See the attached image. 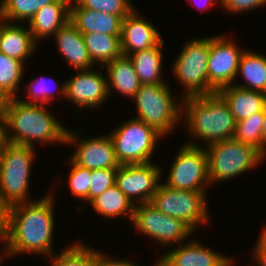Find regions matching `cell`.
Returning <instances> with one entry per match:
<instances>
[{"label": "cell", "instance_id": "12", "mask_svg": "<svg viewBox=\"0 0 266 266\" xmlns=\"http://www.w3.org/2000/svg\"><path fill=\"white\" fill-rule=\"evenodd\" d=\"M161 174V168L152 162L120 165L115 184L133 204L149 203L158 189Z\"/></svg>", "mask_w": 266, "mask_h": 266}, {"label": "cell", "instance_id": "42", "mask_svg": "<svg viewBox=\"0 0 266 266\" xmlns=\"http://www.w3.org/2000/svg\"><path fill=\"white\" fill-rule=\"evenodd\" d=\"M191 1H193V2L195 1V4L193 6H196V4H197L198 9H201V10H207L212 5H214L215 2L217 3V0H191Z\"/></svg>", "mask_w": 266, "mask_h": 266}, {"label": "cell", "instance_id": "43", "mask_svg": "<svg viewBox=\"0 0 266 266\" xmlns=\"http://www.w3.org/2000/svg\"><path fill=\"white\" fill-rule=\"evenodd\" d=\"M262 154L266 157V107L264 109V123L262 128Z\"/></svg>", "mask_w": 266, "mask_h": 266}, {"label": "cell", "instance_id": "13", "mask_svg": "<svg viewBox=\"0 0 266 266\" xmlns=\"http://www.w3.org/2000/svg\"><path fill=\"white\" fill-rule=\"evenodd\" d=\"M226 37L223 34L210 37L208 82L217 92L234 83L241 56L245 51Z\"/></svg>", "mask_w": 266, "mask_h": 266}, {"label": "cell", "instance_id": "14", "mask_svg": "<svg viewBox=\"0 0 266 266\" xmlns=\"http://www.w3.org/2000/svg\"><path fill=\"white\" fill-rule=\"evenodd\" d=\"M102 69L101 66L99 72L93 68L78 70L72 78L61 84L59 93L76 107L98 108L109 97L107 78L101 73Z\"/></svg>", "mask_w": 266, "mask_h": 266}, {"label": "cell", "instance_id": "25", "mask_svg": "<svg viewBox=\"0 0 266 266\" xmlns=\"http://www.w3.org/2000/svg\"><path fill=\"white\" fill-rule=\"evenodd\" d=\"M89 203L95 210L94 212L106 219H113L126 214L128 215V220L132 221L135 211V204L130 201L116 184L93 198Z\"/></svg>", "mask_w": 266, "mask_h": 266}, {"label": "cell", "instance_id": "10", "mask_svg": "<svg viewBox=\"0 0 266 266\" xmlns=\"http://www.w3.org/2000/svg\"><path fill=\"white\" fill-rule=\"evenodd\" d=\"M163 184L178 190L207 191L210 179L205 148L195 141L182 145Z\"/></svg>", "mask_w": 266, "mask_h": 266}, {"label": "cell", "instance_id": "26", "mask_svg": "<svg viewBox=\"0 0 266 266\" xmlns=\"http://www.w3.org/2000/svg\"><path fill=\"white\" fill-rule=\"evenodd\" d=\"M238 74H241L245 84H233L234 86L266 94V57L263 54L245 50L236 77Z\"/></svg>", "mask_w": 266, "mask_h": 266}, {"label": "cell", "instance_id": "31", "mask_svg": "<svg viewBox=\"0 0 266 266\" xmlns=\"http://www.w3.org/2000/svg\"><path fill=\"white\" fill-rule=\"evenodd\" d=\"M78 242L61 250V254L50 256V266H94V249Z\"/></svg>", "mask_w": 266, "mask_h": 266}, {"label": "cell", "instance_id": "21", "mask_svg": "<svg viewBox=\"0 0 266 266\" xmlns=\"http://www.w3.org/2000/svg\"><path fill=\"white\" fill-rule=\"evenodd\" d=\"M37 43L28 27L0 18V52L25 63L36 50Z\"/></svg>", "mask_w": 266, "mask_h": 266}, {"label": "cell", "instance_id": "3", "mask_svg": "<svg viewBox=\"0 0 266 266\" xmlns=\"http://www.w3.org/2000/svg\"><path fill=\"white\" fill-rule=\"evenodd\" d=\"M182 117L188 132L196 139L214 142L232 139L235 135L236 120L228 103L218 93L182 98Z\"/></svg>", "mask_w": 266, "mask_h": 266}, {"label": "cell", "instance_id": "32", "mask_svg": "<svg viewBox=\"0 0 266 266\" xmlns=\"http://www.w3.org/2000/svg\"><path fill=\"white\" fill-rule=\"evenodd\" d=\"M79 6L120 16L124 19L134 9L129 0H74Z\"/></svg>", "mask_w": 266, "mask_h": 266}, {"label": "cell", "instance_id": "5", "mask_svg": "<svg viewBox=\"0 0 266 266\" xmlns=\"http://www.w3.org/2000/svg\"><path fill=\"white\" fill-rule=\"evenodd\" d=\"M205 151L210 184L241 175L266 159L254 146L234 138L211 143Z\"/></svg>", "mask_w": 266, "mask_h": 266}, {"label": "cell", "instance_id": "7", "mask_svg": "<svg viewBox=\"0 0 266 266\" xmlns=\"http://www.w3.org/2000/svg\"><path fill=\"white\" fill-rule=\"evenodd\" d=\"M120 165L151 162L157 142L163 136L144 121L133 117L109 133Z\"/></svg>", "mask_w": 266, "mask_h": 266}, {"label": "cell", "instance_id": "4", "mask_svg": "<svg viewBox=\"0 0 266 266\" xmlns=\"http://www.w3.org/2000/svg\"><path fill=\"white\" fill-rule=\"evenodd\" d=\"M35 153L34 147L11 143L0 151V199L7 208L32 202L27 199Z\"/></svg>", "mask_w": 266, "mask_h": 266}, {"label": "cell", "instance_id": "2", "mask_svg": "<svg viewBox=\"0 0 266 266\" xmlns=\"http://www.w3.org/2000/svg\"><path fill=\"white\" fill-rule=\"evenodd\" d=\"M18 98H12L5 116L9 143L29 147H34L36 142L66 145L68 128L44 105L26 103Z\"/></svg>", "mask_w": 266, "mask_h": 266}, {"label": "cell", "instance_id": "24", "mask_svg": "<svg viewBox=\"0 0 266 266\" xmlns=\"http://www.w3.org/2000/svg\"><path fill=\"white\" fill-rule=\"evenodd\" d=\"M164 44L162 40L150 49L137 51L128 56L134 65L135 73L138 75L141 85L166 83L161 78Z\"/></svg>", "mask_w": 266, "mask_h": 266}, {"label": "cell", "instance_id": "11", "mask_svg": "<svg viewBox=\"0 0 266 266\" xmlns=\"http://www.w3.org/2000/svg\"><path fill=\"white\" fill-rule=\"evenodd\" d=\"M132 224L138 231L164 245L181 244L194 231L183 221L165 215L150 202L135 205Z\"/></svg>", "mask_w": 266, "mask_h": 266}, {"label": "cell", "instance_id": "38", "mask_svg": "<svg viewBox=\"0 0 266 266\" xmlns=\"http://www.w3.org/2000/svg\"><path fill=\"white\" fill-rule=\"evenodd\" d=\"M255 243L253 258L254 262L258 264V266H266V227L263 228V231L260 233L258 240Z\"/></svg>", "mask_w": 266, "mask_h": 266}, {"label": "cell", "instance_id": "41", "mask_svg": "<svg viewBox=\"0 0 266 266\" xmlns=\"http://www.w3.org/2000/svg\"><path fill=\"white\" fill-rule=\"evenodd\" d=\"M9 143L7 137L6 118L0 116V151Z\"/></svg>", "mask_w": 266, "mask_h": 266}, {"label": "cell", "instance_id": "44", "mask_svg": "<svg viewBox=\"0 0 266 266\" xmlns=\"http://www.w3.org/2000/svg\"><path fill=\"white\" fill-rule=\"evenodd\" d=\"M3 250V252H2V256H1V254H0V265H1V261H3V259H4V257L6 256V257H9V254H8V251L7 250H4V249H2ZM5 252V253H4ZM4 253V254H3ZM8 255V256H7Z\"/></svg>", "mask_w": 266, "mask_h": 266}, {"label": "cell", "instance_id": "28", "mask_svg": "<svg viewBox=\"0 0 266 266\" xmlns=\"http://www.w3.org/2000/svg\"><path fill=\"white\" fill-rule=\"evenodd\" d=\"M57 0H1L0 18L8 22L27 21L46 4Z\"/></svg>", "mask_w": 266, "mask_h": 266}, {"label": "cell", "instance_id": "16", "mask_svg": "<svg viewBox=\"0 0 266 266\" xmlns=\"http://www.w3.org/2000/svg\"><path fill=\"white\" fill-rule=\"evenodd\" d=\"M155 266H233V259L205 247L196 240L179 244L163 254Z\"/></svg>", "mask_w": 266, "mask_h": 266}, {"label": "cell", "instance_id": "36", "mask_svg": "<svg viewBox=\"0 0 266 266\" xmlns=\"http://www.w3.org/2000/svg\"><path fill=\"white\" fill-rule=\"evenodd\" d=\"M220 4L226 12L244 13V11H250L264 6L266 0H223Z\"/></svg>", "mask_w": 266, "mask_h": 266}, {"label": "cell", "instance_id": "8", "mask_svg": "<svg viewBox=\"0 0 266 266\" xmlns=\"http://www.w3.org/2000/svg\"><path fill=\"white\" fill-rule=\"evenodd\" d=\"M182 47L172 67L173 75L184 86L182 97L216 93L208 82L210 37L189 40Z\"/></svg>", "mask_w": 266, "mask_h": 266}, {"label": "cell", "instance_id": "17", "mask_svg": "<svg viewBox=\"0 0 266 266\" xmlns=\"http://www.w3.org/2000/svg\"><path fill=\"white\" fill-rule=\"evenodd\" d=\"M161 34L151 22L142 18L136 8L122 19L121 48L125 56L150 49L159 44Z\"/></svg>", "mask_w": 266, "mask_h": 266}, {"label": "cell", "instance_id": "15", "mask_svg": "<svg viewBox=\"0 0 266 266\" xmlns=\"http://www.w3.org/2000/svg\"><path fill=\"white\" fill-rule=\"evenodd\" d=\"M80 135H79V133ZM82 132L77 130H68L66 136V144L74 145L76 144V150L73 155H71V160L80 167L87 168L89 170L94 169H108V168H118L120 164L118 163L114 145L112 139L109 135L100 137H84L81 135Z\"/></svg>", "mask_w": 266, "mask_h": 266}, {"label": "cell", "instance_id": "30", "mask_svg": "<svg viewBox=\"0 0 266 266\" xmlns=\"http://www.w3.org/2000/svg\"><path fill=\"white\" fill-rule=\"evenodd\" d=\"M264 111L236 122L234 139L250 144L262 153V128Z\"/></svg>", "mask_w": 266, "mask_h": 266}, {"label": "cell", "instance_id": "27", "mask_svg": "<svg viewBox=\"0 0 266 266\" xmlns=\"http://www.w3.org/2000/svg\"><path fill=\"white\" fill-rule=\"evenodd\" d=\"M88 54L95 63H102V67L123 55L121 48V35H108L102 33L82 34Z\"/></svg>", "mask_w": 266, "mask_h": 266}, {"label": "cell", "instance_id": "18", "mask_svg": "<svg viewBox=\"0 0 266 266\" xmlns=\"http://www.w3.org/2000/svg\"><path fill=\"white\" fill-rule=\"evenodd\" d=\"M70 21L82 34L98 32L121 35L122 18L120 16L83 8L74 0H71L70 4Z\"/></svg>", "mask_w": 266, "mask_h": 266}, {"label": "cell", "instance_id": "40", "mask_svg": "<svg viewBox=\"0 0 266 266\" xmlns=\"http://www.w3.org/2000/svg\"><path fill=\"white\" fill-rule=\"evenodd\" d=\"M7 207L0 199V241L2 242L6 233Z\"/></svg>", "mask_w": 266, "mask_h": 266}, {"label": "cell", "instance_id": "23", "mask_svg": "<svg viewBox=\"0 0 266 266\" xmlns=\"http://www.w3.org/2000/svg\"><path fill=\"white\" fill-rule=\"evenodd\" d=\"M107 66V68H106ZM107 69V86L110 96L111 88L123 96L134 98L139 90L141 83L135 73L134 65L128 56L122 55L112 62L103 66Z\"/></svg>", "mask_w": 266, "mask_h": 266}, {"label": "cell", "instance_id": "22", "mask_svg": "<svg viewBox=\"0 0 266 266\" xmlns=\"http://www.w3.org/2000/svg\"><path fill=\"white\" fill-rule=\"evenodd\" d=\"M218 93L228 103L236 122L264 111L266 94L260 91L247 90L234 86H225Z\"/></svg>", "mask_w": 266, "mask_h": 266}, {"label": "cell", "instance_id": "35", "mask_svg": "<svg viewBox=\"0 0 266 266\" xmlns=\"http://www.w3.org/2000/svg\"><path fill=\"white\" fill-rule=\"evenodd\" d=\"M47 80L53 82L54 79L47 77H42L33 79L32 82L28 85V97L29 100H21L26 103H34V104H42L47 105V103H50V100H54L55 94H53V89H58L57 87L50 89V84L47 82ZM54 86V85H53ZM56 89L54 91H56ZM31 99V100H30Z\"/></svg>", "mask_w": 266, "mask_h": 266}, {"label": "cell", "instance_id": "33", "mask_svg": "<svg viewBox=\"0 0 266 266\" xmlns=\"http://www.w3.org/2000/svg\"><path fill=\"white\" fill-rule=\"evenodd\" d=\"M71 170L68 176V184L71 189L72 195L76 198L84 200L83 202L88 201V190L91 185V170L83 168L75 164L70 159Z\"/></svg>", "mask_w": 266, "mask_h": 266}, {"label": "cell", "instance_id": "39", "mask_svg": "<svg viewBox=\"0 0 266 266\" xmlns=\"http://www.w3.org/2000/svg\"><path fill=\"white\" fill-rule=\"evenodd\" d=\"M12 96L8 94L3 88L0 87V116L5 117L6 112L8 111V107L10 101L12 100Z\"/></svg>", "mask_w": 266, "mask_h": 266}, {"label": "cell", "instance_id": "20", "mask_svg": "<svg viewBox=\"0 0 266 266\" xmlns=\"http://www.w3.org/2000/svg\"><path fill=\"white\" fill-rule=\"evenodd\" d=\"M59 54L70 66L77 70L93 68L94 64L88 54L82 33L69 20L54 35Z\"/></svg>", "mask_w": 266, "mask_h": 266}, {"label": "cell", "instance_id": "9", "mask_svg": "<svg viewBox=\"0 0 266 266\" xmlns=\"http://www.w3.org/2000/svg\"><path fill=\"white\" fill-rule=\"evenodd\" d=\"M206 191L178 190L160 183L151 204L165 215L185 222L193 231L209 221Z\"/></svg>", "mask_w": 266, "mask_h": 266}, {"label": "cell", "instance_id": "37", "mask_svg": "<svg viewBox=\"0 0 266 266\" xmlns=\"http://www.w3.org/2000/svg\"><path fill=\"white\" fill-rule=\"evenodd\" d=\"M106 253L104 254L100 250L94 249V266H140L136 265L131 259H111L106 257Z\"/></svg>", "mask_w": 266, "mask_h": 266}, {"label": "cell", "instance_id": "19", "mask_svg": "<svg viewBox=\"0 0 266 266\" xmlns=\"http://www.w3.org/2000/svg\"><path fill=\"white\" fill-rule=\"evenodd\" d=\"M70 4L71 0H57L35 13L27 24L36 42L55 35L70 20Z\"/></svg>", "mask_w": 266, "mask_h": 266}, {"label": "cell", "instance_id": "34", "mask_svg": "<svg viewBox=\"0 0 266 266\" xmlns=\"http://www.w3.org/2000/svg\"><path fill=\"white\" fill-rule=\"evenodd\" d=\"M117 168L91 170V185L88 190V204L96 196L116 183Z\"/></svg>", "mask_w": 266, "mask_h": 266}, {"label": "cell", "instance_id": "6", "mask_svg": "<svg viewBox=\"0 0 266 266\" xmlns=\"http://www.w3.org/2000/svg\"><path fill=\"white\" fill-rule=\"evenodd\" d=\"M177 97L172 95L167 83L141 85L133 98L138 113L134 118L166 136L182 119V104L178 106Z\"/></svg>", "mask_w": 266, "mask_h": 266}, {"label": "cell", "instance_id": "29", "mask_svg": "<svg viewBox=\"0 0 266 266\" xmlns=\"http://www.w3.org/2000/svg\"><path fill=\"white\" fill-rule=\"evenodd\" d=\"M24 67V62L0 52V87L13 98L18 97L17 88L22 81Z\"/></svg>", "mask_w": 266, "mask_h": 266}, {"label": "cell", "instance_id": "1", "mask_svg": "<svg viewBox=\"0 0 266 266\" xmlns=\"http://www.w3.org/2000/svg\"><path fill=\"white\" fill-rule=\"evenodd\" d=\"M51 191L40 200L7 208L4 244L9 257L36 253L53 255L54 200Z\"/></svg>", "mask_w": 266, "mask_h": 266}]
</instances>
